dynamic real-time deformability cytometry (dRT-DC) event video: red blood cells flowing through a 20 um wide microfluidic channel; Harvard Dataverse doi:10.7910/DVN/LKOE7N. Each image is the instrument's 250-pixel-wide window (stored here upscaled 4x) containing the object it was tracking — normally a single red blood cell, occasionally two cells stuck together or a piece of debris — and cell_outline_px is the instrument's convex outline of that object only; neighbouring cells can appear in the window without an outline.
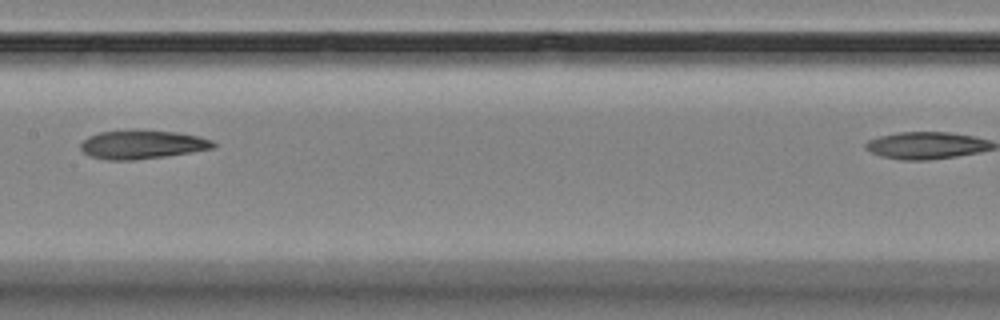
{"species": "Egyptian fruit bat (a non-hibernating species)", "species_latin": "Rousettus aegyptiacus", "temperature_condition": "room temperature", "stored_images_in_passage": 9, "camera_frame_rate_fps": 3000, "um_per_image_px": 0.085, "animal": {"sex": "female"}, "frame": {"image": 1, "passage_image": 7, "time_ms": 7.333, "image_size_px": [1000, 320], "cell_outline_px": [[216, 144], [212, 148], [164, 156], [132, 160], [108, 160], [92, 156], [84, 152], [80, 148], [80, 144], [88, 136], [100, 132], [136, 128], [176, 132], [196, 136], [212, 140]], "centroid_in_image_um": [12.04, 12.25], "position_along_channel_um": 195.4, "area_um2": 22.2}}
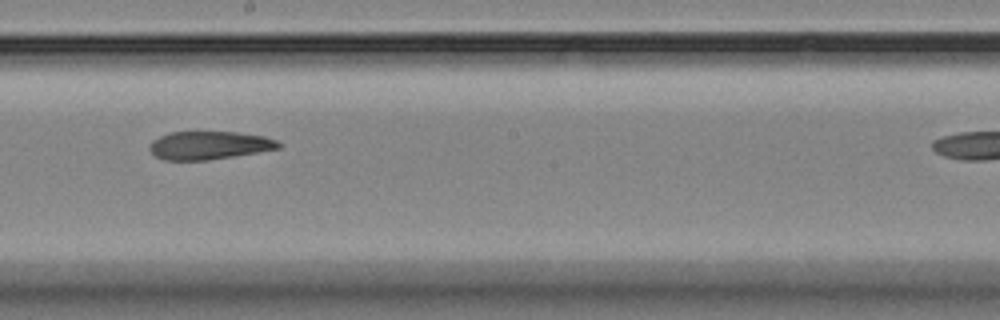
{"frame": {"image": 2, "passage_image": 8, "time_ms": 8.333, "image_size_px": [1000, 320], "cell_outline_px": [[280, 148], [208, 160], [164, 160], [156, 156], [148, 148], [152, 140], [160, 136], [172, 132], [236, 132], [264, 136], [276, 140], [280, 144]], "centroid_in_image_um": [17.75, 12.35], "position_along_channel_um": 230.5, "area_um2": 20.92}}